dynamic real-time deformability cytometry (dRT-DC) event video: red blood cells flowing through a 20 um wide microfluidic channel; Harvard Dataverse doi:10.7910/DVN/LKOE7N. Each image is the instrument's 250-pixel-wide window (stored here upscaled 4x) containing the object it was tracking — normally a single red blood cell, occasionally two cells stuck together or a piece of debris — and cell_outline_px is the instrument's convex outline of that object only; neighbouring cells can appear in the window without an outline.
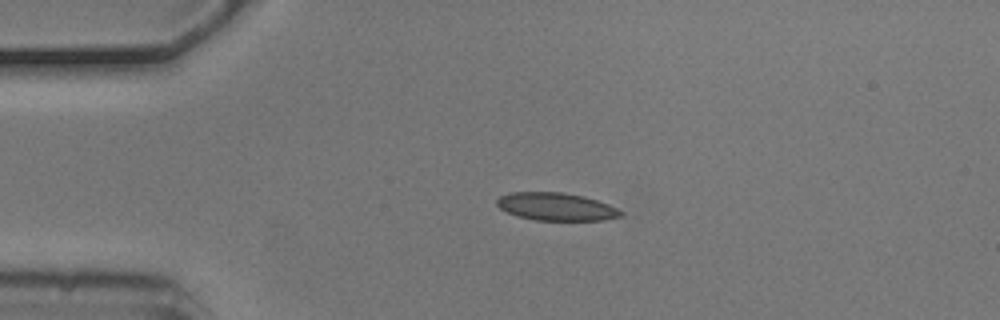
{"species": "common noctule bat (a hibernating species)", "species_latin": "Nyctalus noctula", "temperature_condition": "cold", "stored_images_in_passage": 2, "camera_frame_rate_fps": 3000, "um_per_image_px": 0.085, "animal": {"sex": "male", "body_mass_g": 20.5, "forearm_length_mm": 52.5}, "frame": {"image": 1, "passage_image": 1, "time_ms": 0.0, "image_size_px": [1000, 320], "cell_outline_px": [[624, 216], [604, 220], [536, 220], [520, 216], [508, 212], [500, 208], [496, 204], [496, 200], [500, 196], [508, 192], [560, 192], [584, 196], [608, 204], [624, 212]], "centroid_in_image_um": [47.29, 17.56], "position_along_channel_um": 37.7, "area_um2": 20.0}}